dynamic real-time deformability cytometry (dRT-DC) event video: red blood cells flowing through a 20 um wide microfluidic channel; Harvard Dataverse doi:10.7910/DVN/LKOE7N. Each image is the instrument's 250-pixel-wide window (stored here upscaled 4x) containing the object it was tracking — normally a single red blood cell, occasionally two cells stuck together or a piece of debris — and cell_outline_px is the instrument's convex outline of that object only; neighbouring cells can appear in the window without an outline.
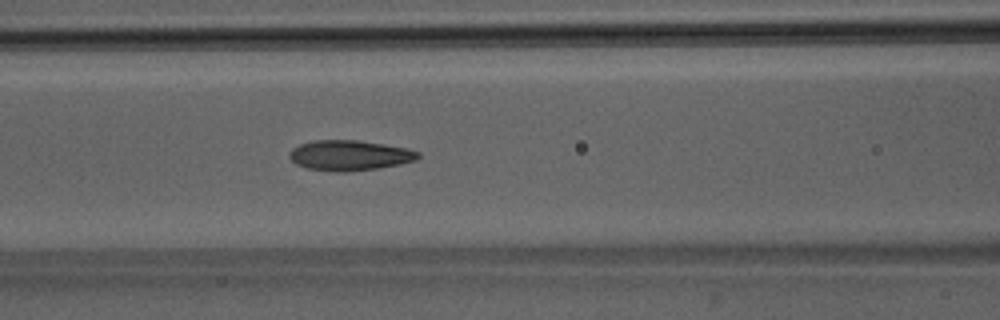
{"species": "Egyptian fruit bat (a non-hibernating species)", "species_latin": "Rousettus aegyptiacus", "temperature_condition": "room temperature", "stored_images_in_passage": 47, "camera_frame_rate_fps": 3000, "um_per_image_px": 0.085, "animal": {"sex": "male"}, "frame": {"image": 1, "passage_image": 22, "time_ms": 7.0, "image_size_px": [1000, 320], "cell_outline_px": [[420, 156], [416, 160], [400, 164], [376, 168], [348, 172], [336, 172], [308, 168], [296, 164], [288, 156], [292, 148], [300, 144], [316, 140], [356, 140], [384, 144], [408, 148], [420, 152]], "centroid_in_image_um": [29.72, 13.2], "position_along_channel_um": 136.9, "area_um2": 22.66}}
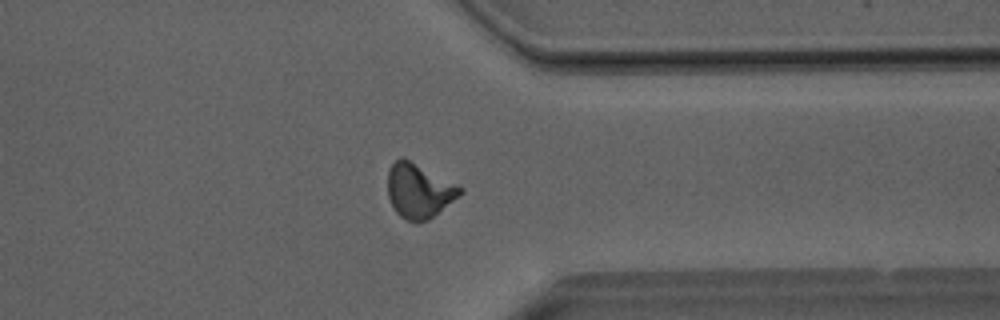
{"frame": {"image": 2, "passage_image": 40, "time_ms": 13.0, "image_size_px": [1000, 320], "cell_outline_px": [[464, 192], [460, 196], [428, 220], [408, 220], [400, 216], [396, 212], [388, 196], [388, 168], [400, 156], [464, 188]], "centroid_in_image_um": [35.61, 16.21], "position_along_channel_um": 375.8, "area_um2": 22.48}}
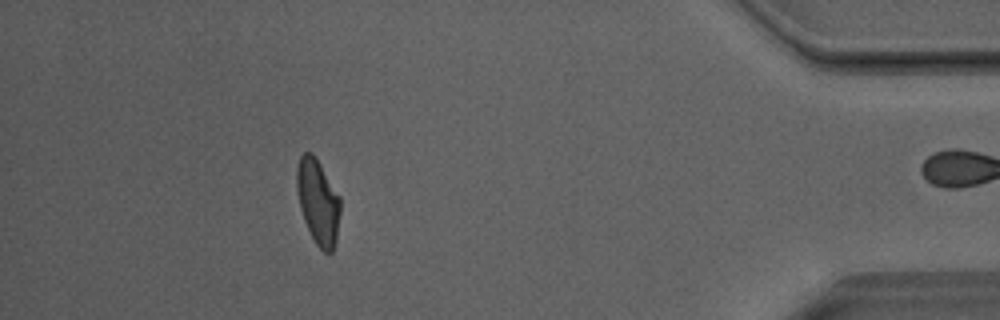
{"frame": {"image": 3, "passage_image": 46, "time_ms": 15.0, "image_size_px": [1000, 320], "cell_outline_px": [[340, 212], [336, 240], [332, 252], [324, 252], [316, 244], [304, 220], [300, 208], [296, 188], [296, 168], [300, 156], [304, 152], [312, 152], [320, 164], [340, 196]], "centroid_in_image_um": [27.02, 17.13], "position_along_channel_um": 408.2, "area_um2": 21.5}, "authors_computed_cell_mechanics": {"area_um2": 22.4264, "velocity_mm_per_s": 4.0398, "shape_relaxation_time_tau1_ms": 5.5831, "shape_relaxation_time_tau2_ms": 1.5969, "deformation_change_tau1": 0.1756, "deformation_change_tau2": 0.0813}}